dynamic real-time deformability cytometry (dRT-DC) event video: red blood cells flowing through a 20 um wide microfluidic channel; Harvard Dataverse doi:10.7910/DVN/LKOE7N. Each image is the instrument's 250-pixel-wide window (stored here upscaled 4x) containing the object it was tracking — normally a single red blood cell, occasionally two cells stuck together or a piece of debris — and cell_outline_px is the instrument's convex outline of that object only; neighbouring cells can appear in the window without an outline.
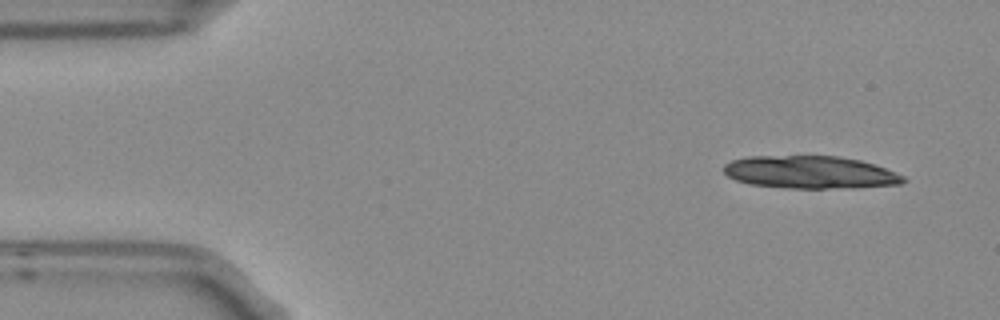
{"species": "Egyptian fruit bat (a non-hibernating species)", "species_latin": "Rousettus aegyptiacus", "temperature_condition": "room temperature", "stored_images_in_passage": 4, "camera_frame_rate_fps": 3000, "um_per_image_px": 0.085, "frame": {"image": 1, "passage_image": 1, "time_ms": 0.0, "image_size_px": [1000, 320], "cell_outline_px": [[908, 180], [900, 184], [852, 188], [784, 188], [752, 184], [736, 180], [728, 176], [724, 172], [724, 164], [732, 160], [748, 156], [840, 156], [860, 160], [884, 168], [904, 176]], "centroid_in_image_um": [68.86, 14.64], "position_along_channel_um": 16.1, "area_um2": 34.16}}